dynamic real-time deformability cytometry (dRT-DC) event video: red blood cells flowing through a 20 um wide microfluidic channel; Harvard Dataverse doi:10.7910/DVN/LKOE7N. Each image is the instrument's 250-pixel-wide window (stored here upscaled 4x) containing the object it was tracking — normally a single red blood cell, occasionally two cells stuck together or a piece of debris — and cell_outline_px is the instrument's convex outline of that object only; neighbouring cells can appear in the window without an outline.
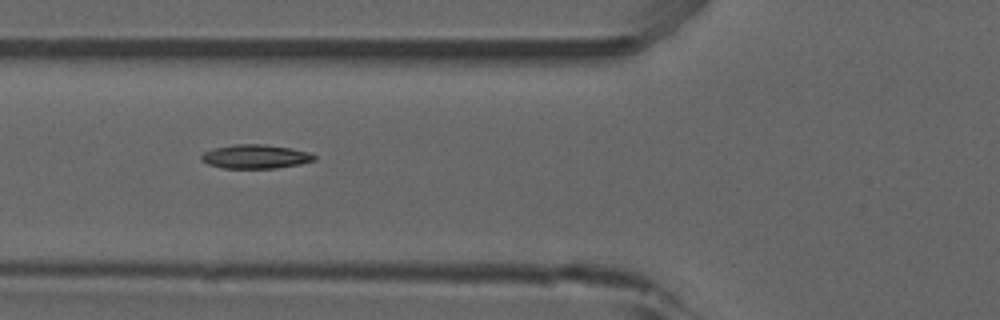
{"species": "common noctule bat (a hibernating species)", "species_latin": "Nyctalus noctula", "temperature_condition": "room temperature", "stored_images_in_passage": 40, "camera_frame_rate_fps": 3000, "um_per_image_px": 0.085, "animal": {"sex": "male", "forearm_length_mm": 52.5}, "frame": {"image": 1, "passage_image": 7, "time_ms": 2.0, "image_size_px": [1000, 320], "cell_outline_px": [[316, 160], [300, 164], [276, 168], [224, 168], [208, 164], [200, 160], [200, 156], [204, 152], [212, 148], [236, 144], [264, 144], [288, 148], [308, 152], [316, 156]], "centroid_in_image_um": [21.68, 13.31], "position_along_channel_um": 104.1, "area_um2": 15.72}, "authors_computed_cell_mechanics": {"area_um2": 14.7968, "velocity_mm_per_s": 3.9074, "shape_relaxation_time_tau1_ms": 3.3532, "shape_relaxation_time_tau2_ms": 8.4783, "deformation_change_tau1": 0.1417, "deformation_change_tau2": 0.1754}}